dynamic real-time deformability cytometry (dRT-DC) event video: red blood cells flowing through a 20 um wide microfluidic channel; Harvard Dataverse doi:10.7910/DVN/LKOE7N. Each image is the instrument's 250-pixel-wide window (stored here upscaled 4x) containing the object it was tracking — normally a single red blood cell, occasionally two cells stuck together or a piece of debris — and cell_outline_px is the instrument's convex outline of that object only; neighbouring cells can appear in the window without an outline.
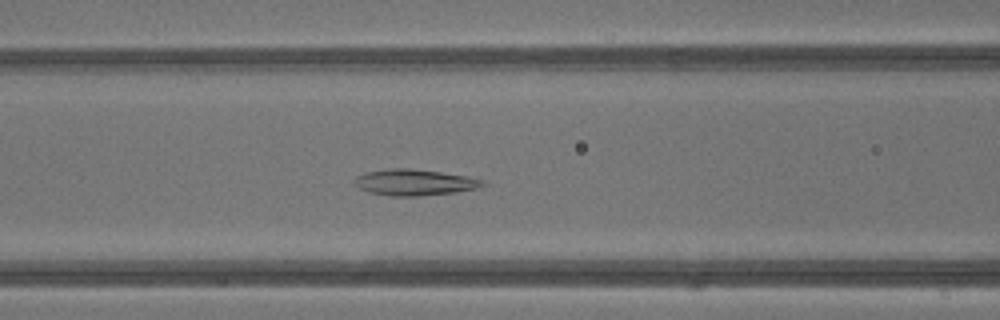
{"species": "common noctule bat (a hibernating species)", "species_latin": "Nyctalus noctula", "temperature_condition": "warm", "stored_images_in_passage": 37, "camera_frame_rate_fps": 3000, "um_per_image_px": 0.085, "animal": {"sex": "male", "body_mass_g": 13.3}, "frame": {"image": 1, "passage_image": 17, "time_ms": 5.333, "image_size_px": [1000, 320], "cell_outline_px": [[484, 184], [476, 188], [456, 192], [420, 196], [388, 196], [368, 192], [352, 184], [352, 180], [356, 176], [364, 172], [388, 168], [408, 168], [440, 172], [468, 176], [484, 180]], "centroid_in_image_um": [35.15, 15.5], "position_along_channel_um": 131.5, "area_um2": 19.71}}
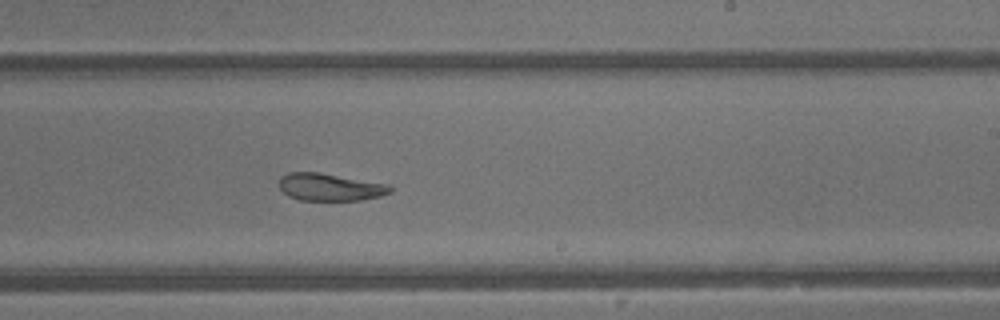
{"frame": {"image": 2, "passage_image": 25, "time_ms": 8.0, "image_size_px": [1000, 320], "cell_outline_px": [[392, 192], [380, 196], [360, 200], [300, 200], [288, 196], [280, 188], [280, 176], [288, 172], [320, 172], [392, 184]], "centroid_in_image_um": [28.09, 15.89], "position_along_channel_um": 260.9, "area_um2": 17.98}}
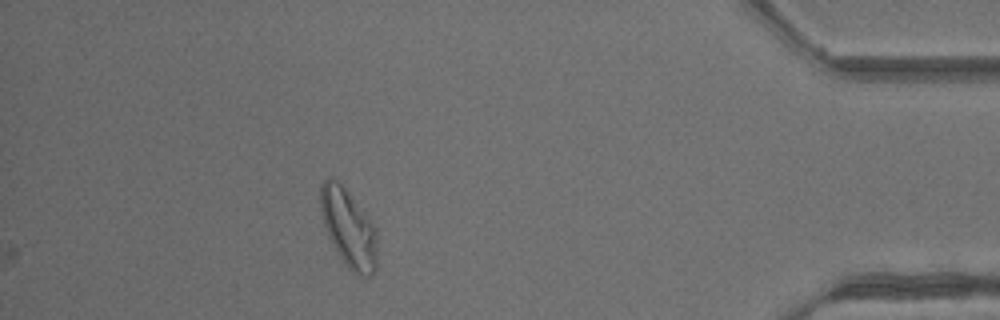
{"frame": {"image": 3, "passage_image": 37, "time_ms": 12.0, "image_size_px": [1000, 320], "cell_outline_px": [[376, 272], [372, 276], [356, 276], [344, 264], [336, 252], [328, 236], [324, 224], [320, 208], [320, 184], [328, 176], [336, 180], [344, 188], [376, 228]], "centroid_in_image_um": [29.61, 19.45], "position_along_channel_um": 405.6, "area_um2": 25.72}, "authors_computed_cell_mechanics": {"area_um2": 19.941, "velocity_mm_per_s": 4.865, "shape_relaxation_time_tau1_ms": 9.0567, "shape_relaxation_time_tau2_ms": 2.2511, "deformation_change_tau1": 0.2375, "deformation_change_tau2": 0.0899}}